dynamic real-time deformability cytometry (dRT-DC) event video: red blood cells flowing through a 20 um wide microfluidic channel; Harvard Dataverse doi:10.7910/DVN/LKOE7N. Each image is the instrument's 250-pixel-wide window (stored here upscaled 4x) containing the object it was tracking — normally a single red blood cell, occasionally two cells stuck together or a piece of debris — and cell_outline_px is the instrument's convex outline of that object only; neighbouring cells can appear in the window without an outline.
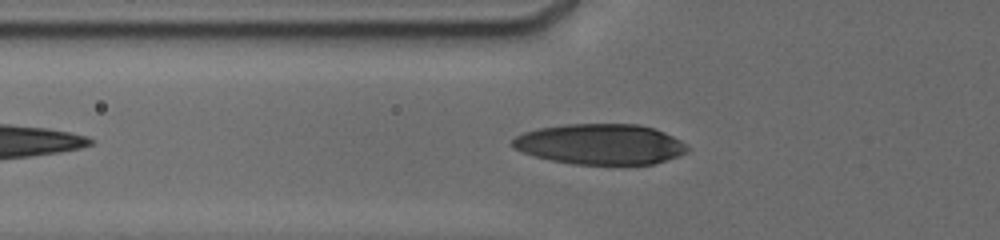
{"species": "human", "species_latin": "Homo sapiens", "temperature_condition": "cold", "stored_images_in_passage": 14, "camera_frame_rate_fps": 3000, "um_per_image_px": 0.085, "donor": {"sex": "male"}, "frame": {"image": 1, "passage_image": 13, "time_ms": 2.0, "image_size_px": [1000, 240], "cell_outline_px": [[688, 148], [684, 152], [676, 156], [652, 164], [572, 164], [552, 160], [536, 156], [512, 148], [512, 140], [516, 136], [524, 132], [540, 128], [568, 124], [640, 124], [664, 132], [680, 140]], "centroid_in_image_um": [50.99, 12.25], "position_along_channel_um": 74.8, "area_um2": 40.81}}